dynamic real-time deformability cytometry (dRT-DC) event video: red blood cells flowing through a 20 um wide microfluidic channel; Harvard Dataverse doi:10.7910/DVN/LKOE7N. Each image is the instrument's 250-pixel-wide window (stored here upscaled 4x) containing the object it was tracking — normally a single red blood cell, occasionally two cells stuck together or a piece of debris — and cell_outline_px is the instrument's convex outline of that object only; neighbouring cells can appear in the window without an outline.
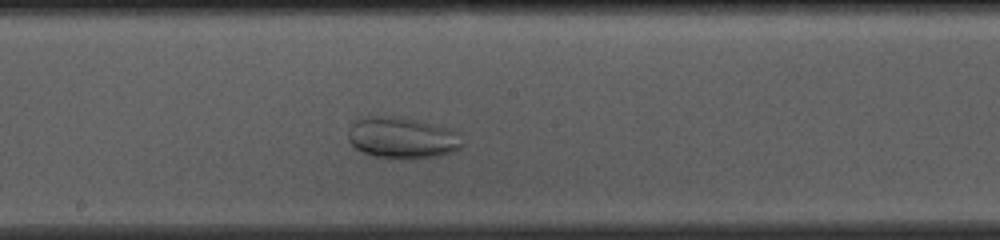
{"species": "common noctule bat (a hibernating species)", "species_latin": "Nyctalus noctula", "temperature_condition": "cold", "stored_images_in_passage": 40, "camera_frame_rate_fps": 3000, "um_per_image_px": 0.085, "animal": {"sex": "female", "body_mass_g": 10.0, "forearm_length_mm": 53.1}, "frame": {"image": 1, "passage_image": 23, "time_ms": 7.333, "image_size_px": [1000, 240], "cell_outline_px": [[464, 144], [460, 148], [452, 152], [440, 156], [376, 156], [364, 152], [356, 148], [348, 140], [348, 128], [356, 120], [368, 116], [388, 116], [420, 120], [448, 128], [456, 132]], "centroid_in_image_um": [34.18, 11.67], "position_along_channel_um": 214.0, "area_um2": 26.7}}